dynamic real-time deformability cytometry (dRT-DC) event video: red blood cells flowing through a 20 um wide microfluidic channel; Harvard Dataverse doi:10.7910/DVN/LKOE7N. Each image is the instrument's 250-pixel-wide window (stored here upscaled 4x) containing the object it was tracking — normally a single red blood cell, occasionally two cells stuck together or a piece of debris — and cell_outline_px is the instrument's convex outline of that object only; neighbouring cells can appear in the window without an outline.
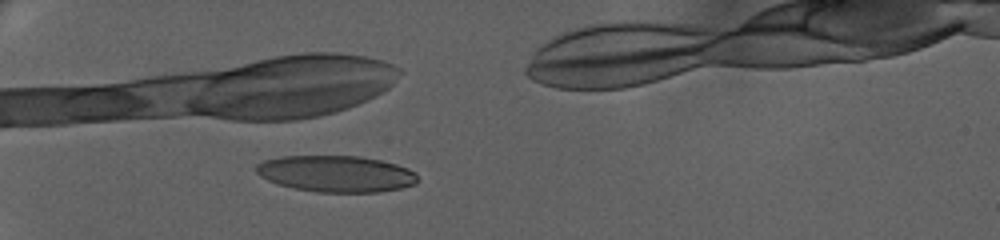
{"species": "human", "species_latin": "Homo sapiens", "temperature_condition": "warm", "stored_images_in_passage": 3, "camera_frame_rate_fps": 3000, "um_per_image_px": 0.085, "donor": {"sex": "female"}, "frame": {"image": 1, "passage_image": 1, "time_ms": 0.0, "image_size_px": [1000, 240], "cell_outline_px": [[416, 184], [400, 188], [380, 192], [316, 192], [296, 188], [280, 184], [268, 180], [260, 176], [256, 172], [256, 164], [264, 160], [280, 156], [360, 156], [380, 160], [396, 164], [408, 168], [416, 172]], "centroid_in_image_um": [28.57, 14.76], "position_along_channel_um": 56.4, "area_um2": 34.22}}